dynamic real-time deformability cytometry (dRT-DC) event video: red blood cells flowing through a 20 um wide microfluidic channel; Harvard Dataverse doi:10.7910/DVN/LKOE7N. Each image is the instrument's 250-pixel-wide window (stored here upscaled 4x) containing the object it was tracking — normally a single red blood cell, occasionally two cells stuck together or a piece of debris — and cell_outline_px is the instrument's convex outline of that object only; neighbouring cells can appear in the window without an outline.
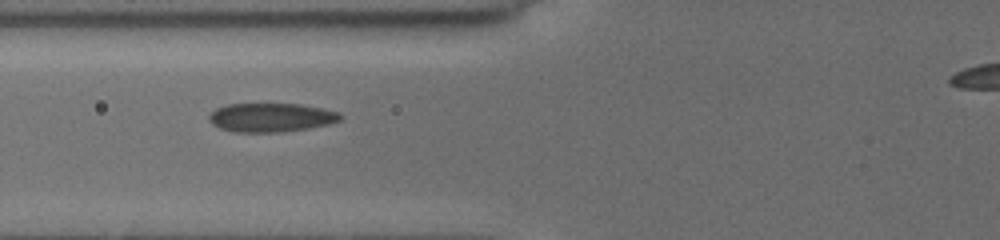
{"species": "common noctule bat (a hibernating species)", "species_latin": "Nyctalus noctula", "temperature_condition": "cold", "stored_images_in_passage": 14, "camera_frame_rate_fps": 3000, "um_per_image_px": 0.085, "animal": {"sex": "female", "body_mass_g": 19.5, "forearm_length_mm": 54.1}, "frame": {"image": 1, "passage_image": 4, "time_ms": 3.0, "image_size_px": [1000, 240], "cell_outline_px": [[344, 116], [340, 120], [328, 124], [308, 128], [284, 132], [232, 132], [220, 128], [212, 124], [208, 120], [208, 116], [216, 108], [228, 104], [300, 104], [320, 108], [336, 112]], "centroid_in_image_um": [23.0, 9.99], "position_along_channel_um": 102.8, "area_um2": 22.02}}
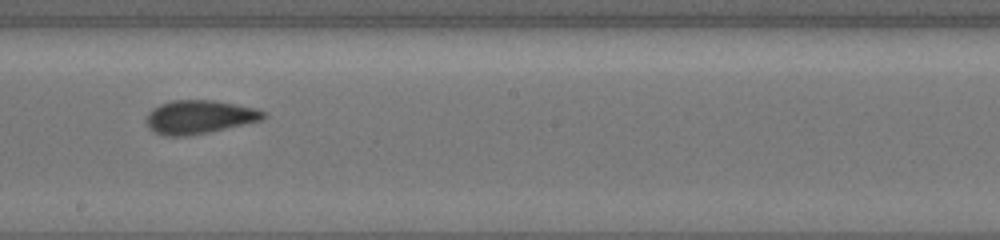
{"frame": {"image": 2, "passage_image": 7, "time_ms": 6.333, "image_size_px": [1000, 240], "cell_outline_px": [[264, 116], [260, 120], [208, 132], [188, 136], [168, 136], [156, 132], [148, 128], [148, 112], [152, 108], [160, 104], [172, 100], [212, 100], [256, 108], [264, 112]], "centroid_in_image_um": [16.9, 9.93], "position_along_channel_um": 231.3, "area_um2": 22.43}}
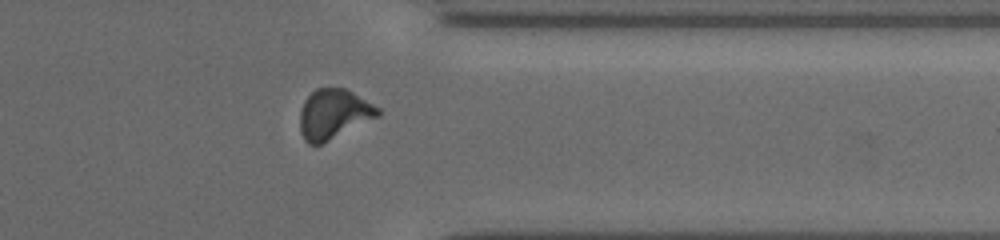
{"frame": {"image": 3, "passage_image": 11, "time_ms": 10.333, "image_size_px": [1000, 240], "cell_outline_px": [[380, 116], [320, 144], [308, 144], [304, 140], [300, 132], [300, 112], [304, 100], [316, 88], [344, 88], [352, 92], [380, 108]], "centroid_in_image_um": [28.35, 9.69], "position_along_channel_um": 383.1, "area_um2": 22.43}, "authors_computed_cell_mechanics": {"area_um2": 22.0507, "velocity_mm_per_s": 3.855, "shape_relaxation_time_tau1_ms": 2.2317, "shape_relaxation_time_tau2_ms": 1.4106, "deformation_change_tau1": 0.0938, "deformation_change_tau2": 0.0569}}